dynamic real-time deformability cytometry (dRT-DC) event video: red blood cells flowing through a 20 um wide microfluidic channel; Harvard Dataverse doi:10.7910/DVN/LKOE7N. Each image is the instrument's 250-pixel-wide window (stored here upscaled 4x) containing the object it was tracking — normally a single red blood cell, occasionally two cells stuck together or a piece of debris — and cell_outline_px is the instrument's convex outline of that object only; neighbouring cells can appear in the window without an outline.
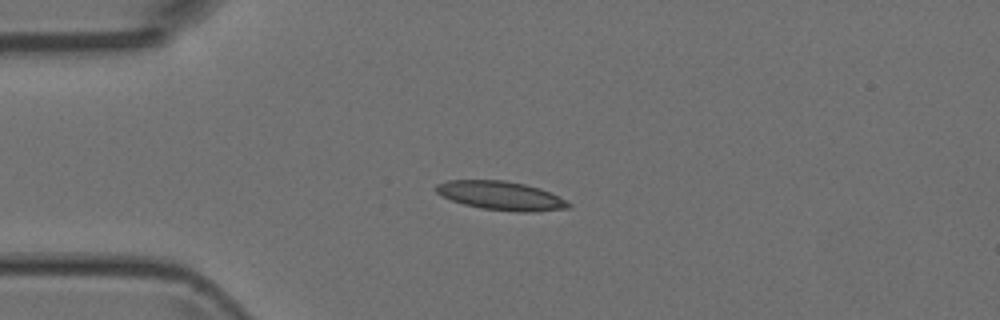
{"species": "Egyptian fruit bat (a non-hibernating species)", "species_latin": "Rousettus aegyptiacus", "temperature_condition": "room temperature", "stored_images_in_passage": 42, "camera_frame_rate_fps": 3000, "um_per_image_px": 0.085, "animal": {"sex": "female"}, "frame": {"image": 1, "passage_image": 3, "time_ms": 0.667, "image_size_px": [1000, 320], "cell_outline_px": [[572, 204], [568, 208], [540, 212], [516, 212], [480, 208], [464, 204], [440, 196], [432, 188], [436, 184], [448, 180], [504, 180], [524, 184], [540, 188]], "centroid_in_image_um": [42.53, 16.63], "position_along_channel_um": 42.5, "area_um2": 22.31}}
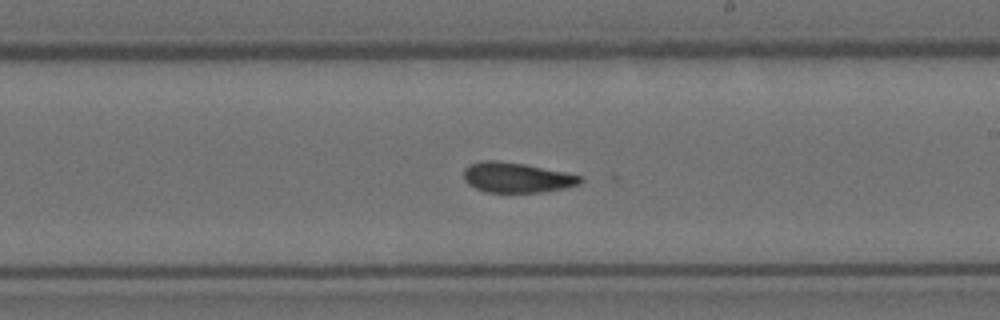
{"frame": {"image": 2, "passage_image": 20, "time_ms": 6.333, "image_size_px": [1000, 320], "cell_outline_px": [[584, 180], [580, 184], [564, 188], [540, 192], [488, 192], [476, 188], [468, 184], [464, 180], [464, 168], [468, 164], [480, 160], [496, 160], [524, 164], [564, 172], [580, 176]], "centroid_in_image_um": [43.88, 15.08], "position_along_channel_um": 245.1, "area_um2": 20.4}}
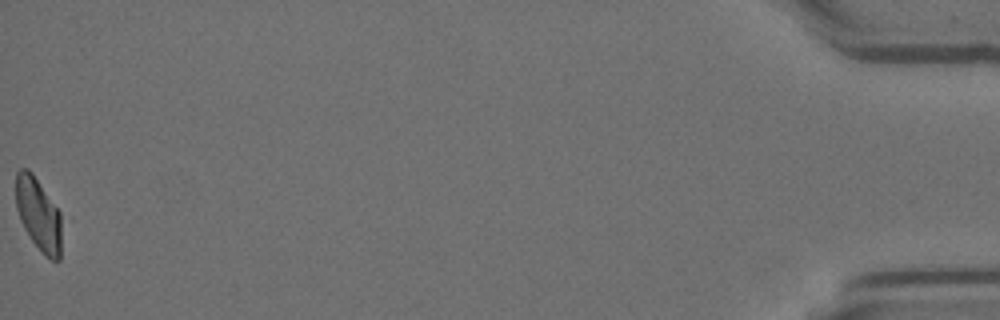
{"frame": {"image": 3, "passage_image": 42, "time_ms": 13.667, "image_size_px": [1000, 320], "cell_outline_px": [[60, 260], [52, 260], [44, 256], [32, 240], [24, 228], [20, 220], [16, 208], [16, 172], [20, 168], [28, 168], [32, 172], [60, 212]], "centroid_in_image_um": [3.24, 18.2], "position_along_channel_um": 432.0, "area_um2": 19.25}}